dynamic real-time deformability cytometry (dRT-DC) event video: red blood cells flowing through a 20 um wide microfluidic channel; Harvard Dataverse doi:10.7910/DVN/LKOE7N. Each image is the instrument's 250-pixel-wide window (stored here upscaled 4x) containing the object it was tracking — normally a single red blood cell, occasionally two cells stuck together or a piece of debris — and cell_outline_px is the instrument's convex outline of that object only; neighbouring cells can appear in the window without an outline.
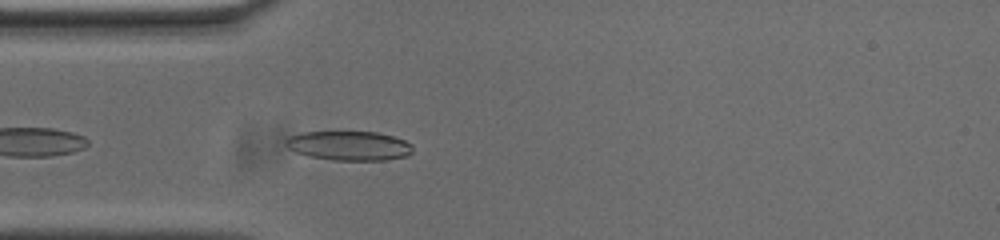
{"species": "common noctule bat (a hibernating species)", "species_latin": "Nyctalus noctula", "temperature_condition": "cold", "stored_images_in_passage": 41, "camera_frame_rate_fps": 3000, "um_per_image_px": 0.085, "animal": {"sex": "male", "body_mass_g": 20.0, "forearm_length_mm": 53.3}, "frame": {"image": 1, "passage_image": 3, "time_ms": 0.667, "image_size_px": [1000, 240], "cell_outline_px": [[412, 152], [408, 156], [388, 160], [332, 160], [312, 156], [296, 152], [288, 148], [284, 144], [284, 140], [288, 136], [304, 132], [376, 132], [392, 136], [404, 140], [412, 144]], "centroid_in_image_um": [29.68, 12.39], "position_along_channel_um": 55.3, "area_um2": 21.73}}
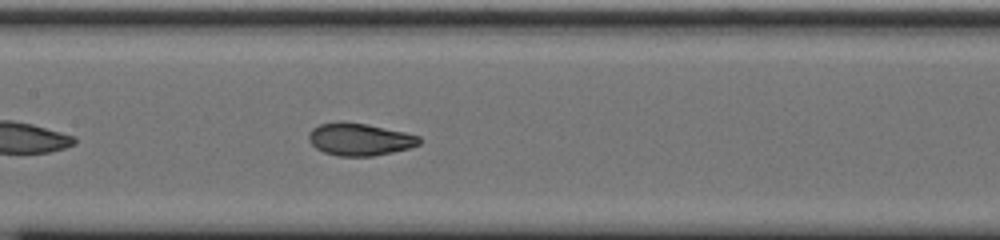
{"frame": {"image": 2, "passage_image": 13, "time_ms": 4.0, "image_size_px": [1000, 240], "cell_outline_px": [[420, 144], [408, 148], [392, 152], [372, 156], [336, 156], [324, 152], [316, 148], [308, 140], [308, 132], [312, 128], [320, 124], [340, 120], [344, 120], [368, 124], [404, 132], [420, 136]], "centroid_in_image_um": [30.52, 11.82], "position_along_channel_um": 176.9, "area_um2": 21.1}}
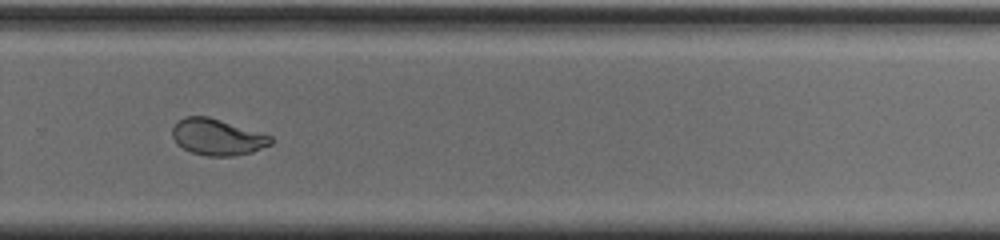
{"frame": {"image": 3, "passage_image": 24, "time_ms": 7.667, "image_size_px": [1000, 240], "cell_outline_px": [[272, 144], [252, 152], [236, 156], [208, 156], [192, 152], [176, 144], [172, 136], [172, 128], [184, 116], [208, 116], [272, 136]], "centroid_in_image_um": [18.47, 11.66], "position_along_channel_um": 311.3, "area_um2": 20.75}, "authors_computed_cell_mechanics": {"area_um2": 21.2704, "velocity_mm_per_s": 3.6805, "shape_relaxation_time_tau1_ms": 5.5282, "shape_relaxation_time_tau2_ms": 1.0314, "deformation_change_tau1": 0.1943, "deformation_change_tau2": 0.0646}}